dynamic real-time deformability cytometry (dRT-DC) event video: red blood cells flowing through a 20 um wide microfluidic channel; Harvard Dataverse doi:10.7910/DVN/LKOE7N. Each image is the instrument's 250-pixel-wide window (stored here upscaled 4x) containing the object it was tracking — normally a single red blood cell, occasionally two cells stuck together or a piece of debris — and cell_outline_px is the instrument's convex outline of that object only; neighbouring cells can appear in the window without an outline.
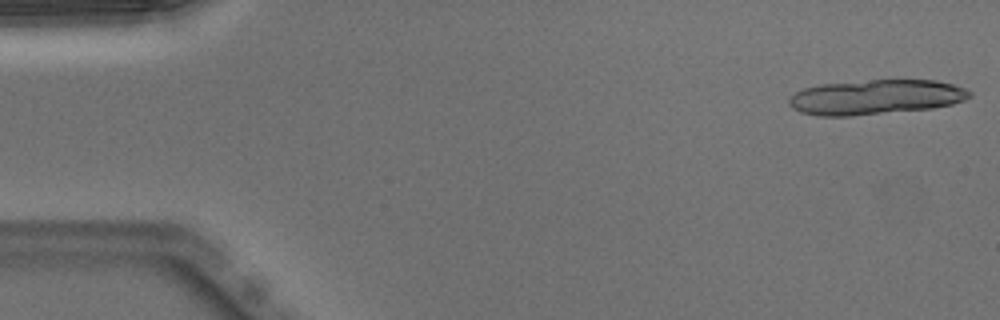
{"species": "Egyptian fruit bat (a non-hibernating species)", "species_latin": "Rousettus aegyptiacus", "temperature_condition": "warm", "stored_images_in_passage": 16, "camera_frame_rate_fps": 3000, "um_per_image_px": 0.085, "animal": {"sex": "male"}, "frame": {"image": 1, "passage_image": 1, "time_ms": 0.0, "image_size_px": [1000, 320], "cell_outline_px": [[972, 96], [964, 100], [952, 104], [932, 108], [852, 116], [816, 116], [800, 112], [792, 108], [788, 104], [788, 100], [796, 92], [804, 88], [820, 84], [872, 80], [936, 80], [952, 84], [964, 88], [972, 92]], "centroid_in_image_um": [74.42, 8.26], "position_along_channel_um": 10.6, "area_um2": 36.7}}